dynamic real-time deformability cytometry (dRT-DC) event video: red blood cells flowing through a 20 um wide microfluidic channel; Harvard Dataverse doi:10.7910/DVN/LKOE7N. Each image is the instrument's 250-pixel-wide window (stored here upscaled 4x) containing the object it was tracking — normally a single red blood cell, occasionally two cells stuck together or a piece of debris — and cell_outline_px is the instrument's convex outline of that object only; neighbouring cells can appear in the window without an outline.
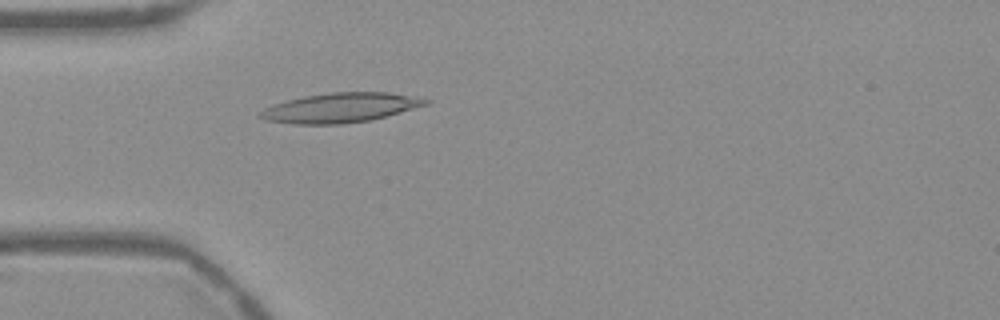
{"species": "Egyptian fruit bat (a non-hibernating species)", "species_latin": "Rousettus aegyptiacus", "temperature_condition": "warm", "stored_images_in_passage": 48, "camera_frame_rate_fps": 3000, "um_per_image_px": 0.085, "frame": {"image": 1, "passage_image": 10, "time_ms": 3.0, "image_size_px": [1000, 320], "cell_outline_px": [[432, 100], [428, 104], [372, 120], [344, 124], [296, 124], [264, 120], [256, 116], [256, 112], [272, 104], [304, 96], [328, 92], [388, 92]], "centroid_in_image_um": [28.86, 9.16], "position_along_channel_um": 56.1, "area_um2": 28.67}}
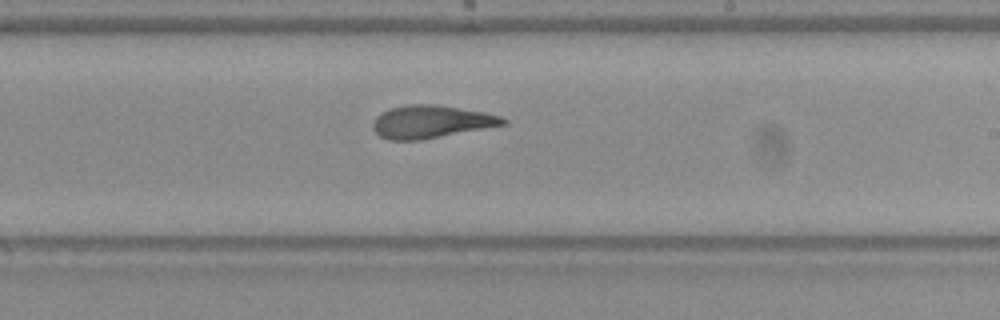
{"frame": {"image": 2, "passage_image": 26, "time_ms": 8.333, "image_size_px": [1000, 320], "cell_outline_px": [[508, 124], [420, 140], [388, 140], [380, 136], [372, 128], [372, 124], [376, 116], [380, 112], [388, 108], [408, 104], [436, 104], [484, 112], [500, 116], [508, 120]], "centroid_in_image_um": [36.62, 10.34], "position_along_channel_um": 252.4, "area_um2": 24.97}}
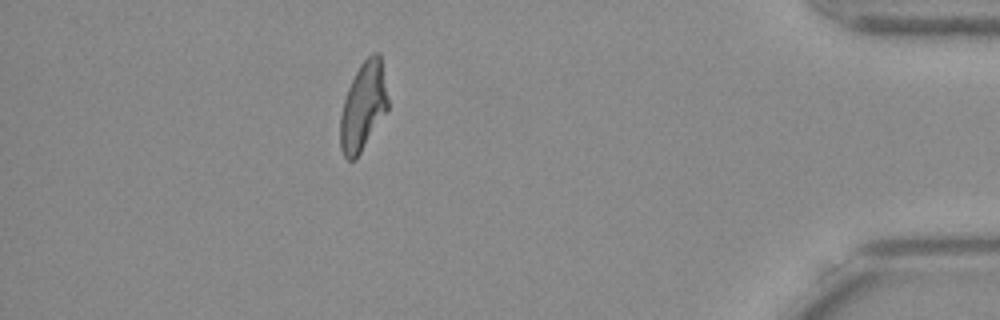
{"frame": {"image": 3, "passage_image": 42, "time_ms": 13.667, "image_size_px": [1000, 320], "cell_outline_px": [[388, 112], [356, 160], [348, 160], [344, 156], [340, 148], [340, 116], [344, 100], [348, 88], [360, 64], [372, 52], [380, 52], [388, 100]], "centroid_in_image_um": [30.88, 9.08], "position_along_channel_um": 404.3, "area_um2": 24.8}, "authors_computed_cell_mechanics": {"area_um2": 25.2875, "velocity_mm_per_s": 3.7564, "shape_relaxation_time_tau1_ms": 8.7822, "shape_relaxation_time_tau2_ms": 2.4361, "deformation_change_tau1": 0.2773, "deformation_change_tau2": 0.1112}}